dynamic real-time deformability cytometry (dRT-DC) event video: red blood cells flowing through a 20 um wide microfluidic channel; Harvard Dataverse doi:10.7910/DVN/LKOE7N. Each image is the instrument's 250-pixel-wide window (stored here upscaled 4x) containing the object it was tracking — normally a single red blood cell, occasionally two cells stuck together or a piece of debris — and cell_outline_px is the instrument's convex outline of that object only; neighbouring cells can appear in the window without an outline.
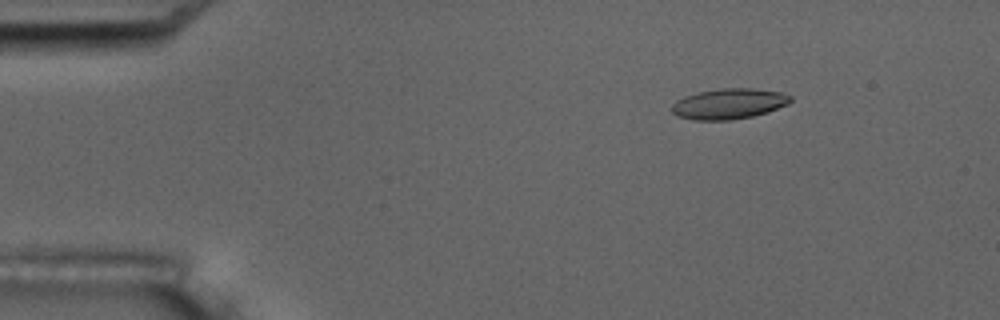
{"species": "common noctule bat (a hibernating species)", "species_latin": "Nyctalus noctula", "temperature_condition": "room temperature", "stored_images_in_passage": 8, "camera_frame_rate_fps": 3000, "um_per_image_px": 0.085, "animal": {"sex": "male", "body_mass_g": 17.5, "forearm_length_mm": 52.3}, "frame": {"image": 1, "passage_image": 2, "time_ms": 2.0, "image_size_px": [1000, 320], "cell_outline_px": [[792, 100], [788, 104], [768, 112], [752, 116], [732, 120], [692, 120], [676, 116], [672, 112], [672, 104], [676, 100], [684, 96], [700, 92], [720, 88], [752, 88], [780, 92], [792, 96]], "centroid_in_image_um": [61.94, 8.83], "position_along_channel_um": 23.1, "area_um2": 21.21}}